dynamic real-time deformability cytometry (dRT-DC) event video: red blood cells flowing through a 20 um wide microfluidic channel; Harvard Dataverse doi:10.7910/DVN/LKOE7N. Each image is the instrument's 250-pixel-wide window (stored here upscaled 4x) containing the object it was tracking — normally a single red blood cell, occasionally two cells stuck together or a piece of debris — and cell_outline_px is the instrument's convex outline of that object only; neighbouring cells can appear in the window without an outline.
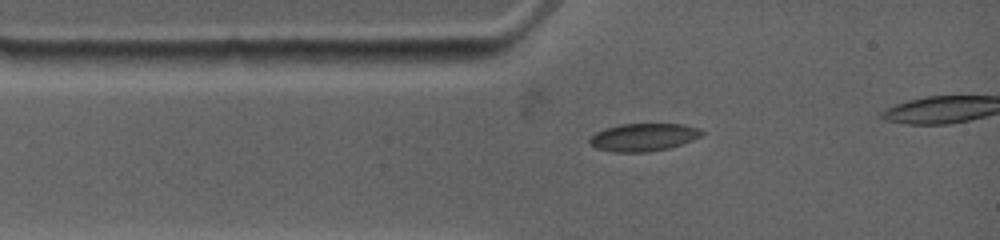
{"species": "common noctule bat (a hibernating species)", "species_latin": "Nyctalus noctula", "temperature_condition": "warm", "stored_images_in_passage": 5, "camera_frame_rate_fps": 4500, "um_per_image_px": 0.085, "animal": {"sex": "female", "body_mass_g": 19.0, "forearm_length_mm": 53.3}, "frame": {"image": 1, "passage_image": 1, "time_ms": 0.0, "image_size_px": [1000, 240], "cell_outline_px": [[704, 132], [700, 136], [692, 140], [668, 148], [648, 152], [612, 152], [596, 148], [588, 144], [588, 140], [596, 132], [604, 128], [620, 124], [684, 124], [700, 128]], "centroid_in_image_um": [54.66, 11.66], "position_along_channel_um": 30.3, "area_um2": 18.21}}